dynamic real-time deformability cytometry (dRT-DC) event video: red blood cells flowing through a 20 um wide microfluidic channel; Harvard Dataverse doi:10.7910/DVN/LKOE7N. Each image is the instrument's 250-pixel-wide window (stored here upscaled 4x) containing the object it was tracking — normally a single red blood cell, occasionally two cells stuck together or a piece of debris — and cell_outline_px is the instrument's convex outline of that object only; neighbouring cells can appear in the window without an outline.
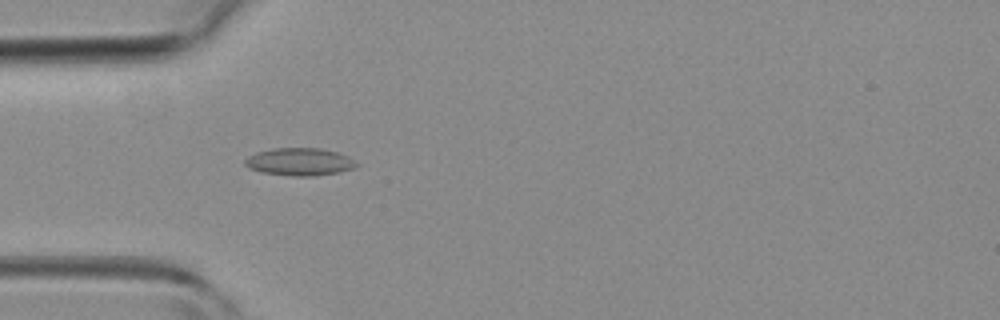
{"species": "common noctule bat (a hibernating species)", "species_latin": "Nyctalus noctula", "temperature_condition": "room temperature", "stored_images_in_passage": 3, "camera_frame_rate_fps": 3000, "um_per_image_px": 0.085, "animal": {"sex": "female", "body_mass_g": 19.3, "forearm_length_mm": 54.1}, "frame": {"image": 1, "passage_image": 3, "time_ms": 2.333, "image_size_px": [1000, 320], "cell_outline_px": [[360, 164], [356, 168], [340, 172], [316, 176], [292, 176], [260, 172], [248, 168], [244, 164], [244, 160], [248, 156], [256, 152], [272, 148], [320, 148], [336, 152], [348, 156]], "centroid_in_image_um": [25.47, 13.76], "position_along_channel_um": 59.5, "area_um2": 18.21}}